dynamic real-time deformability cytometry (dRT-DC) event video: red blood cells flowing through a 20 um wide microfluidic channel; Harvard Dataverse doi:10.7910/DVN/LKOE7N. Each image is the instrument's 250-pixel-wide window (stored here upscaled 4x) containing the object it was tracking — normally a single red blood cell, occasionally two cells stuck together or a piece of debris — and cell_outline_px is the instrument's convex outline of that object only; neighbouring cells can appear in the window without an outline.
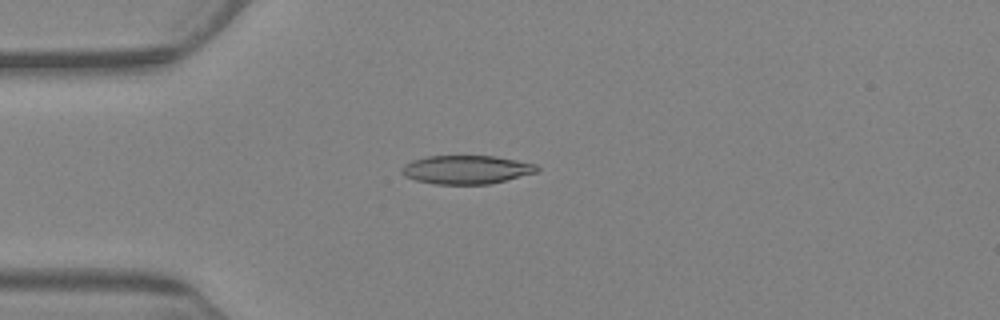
{"species": "Egyptian fruit bat (a non-hibernating species)", "species_latin": "Rousettus aegyptiacus", "temperature_condition": "warm", "stored_images_in_passage": 5, "camera_frame_rate_fps": 3000, "um_per_image_px": 0.085, "animal": {"sex": "female"}, "frame": {"image": 1, "passage_image": 2, "time_ms": 1.333, "image_size_px": [1000, 320], "cell_outline_px": [[540, 168], [536, 172], [488, 184], [432, 184], [416, 180], [404, 176], [400, 172], [400, 168], [404, 164], [412, 160], [428, 156], [496, 156], [536, 164]], "centroid_in_image_um": [39.59, 14.41], "position_along_channel_um": 45.4, "area_um2": 22.48}}
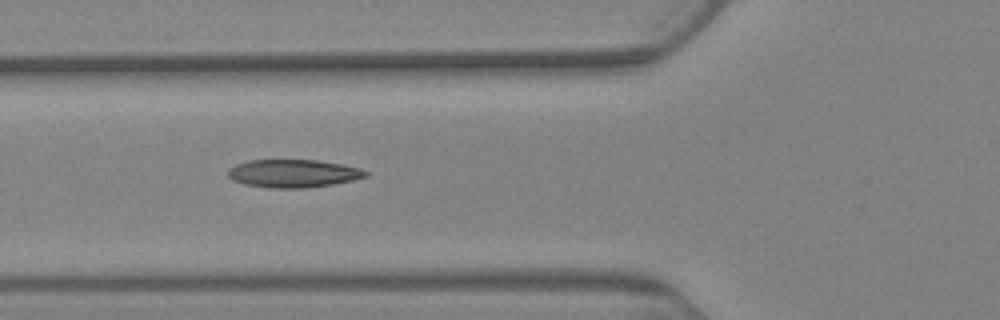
{"frame": {"image": 2, "passage_image": 4, "time_ms": 3.667, "image_size_px": [1000, 320], "cell_outline_px": [[368, 176], [352, 180], [332, 184], [304, 188], [268, 188], [244, 184], [232, 180], [228, 176], [228, 168], [236, 164], [248, 160], [316, 160], [344, 164], [360, 168], [368, 172]], "centroid_in_image_um": [24.91, 14.74], "position_along_channel_um": 100.9, "area_um2": 22.54}}
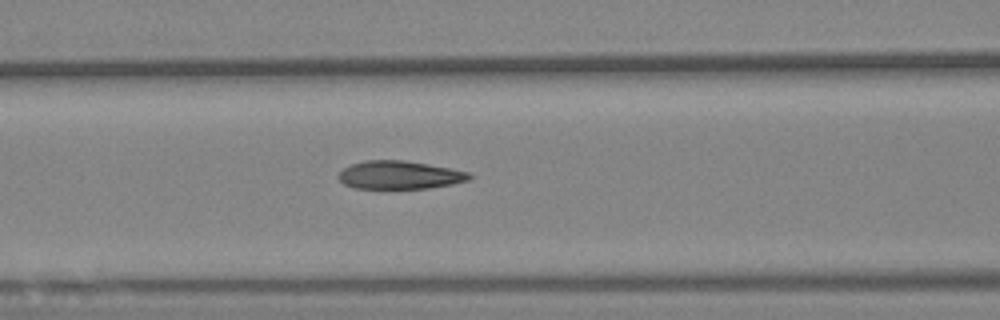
{"frame": {"image": 3, "passage_image": 5, "time_ms": 4.667, "image_size_px": [1000, 320], "cell_outline_px": [[472, 176], [468, 180], [452, 184], [428, 188], [352, 188], [344, 184], [336, 176], [344, 168], [352, 164], [364, 160], [404, 160], [428, 164], [468, 172]], "centroid_in_image_um": [33.92, 14.87], "position_along_channel_um": 132.7, "area_um2": 21.33}}